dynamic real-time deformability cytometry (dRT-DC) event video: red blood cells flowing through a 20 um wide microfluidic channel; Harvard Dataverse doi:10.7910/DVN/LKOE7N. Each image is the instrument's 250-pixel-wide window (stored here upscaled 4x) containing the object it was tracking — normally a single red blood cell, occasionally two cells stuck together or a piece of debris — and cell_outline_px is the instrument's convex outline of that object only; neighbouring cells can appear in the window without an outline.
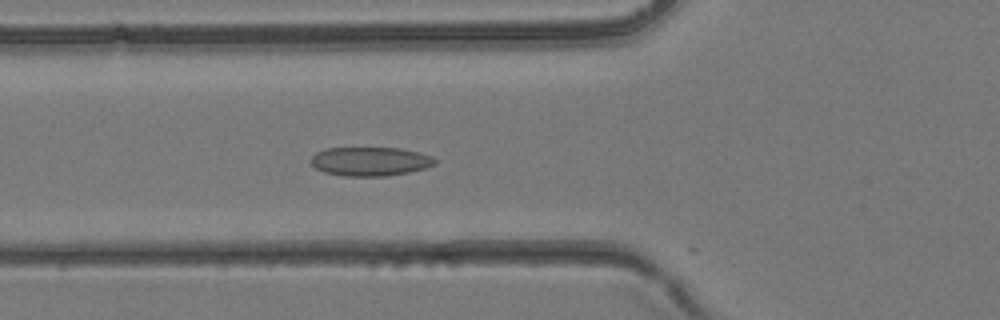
{"species": "common noctule bat (a hibernating species)", "species_latin": "Nyctalus noctula", "temperature_condition": "room temperature", "stored_images_in_passage": 26, "camera_frame_rate_fps": 3000, "um_per_image_px": 0.085, "animal": {"sex": "female", "body_mass_g": 24.6, "forearm_length_mm": 56.2}, "frame": {"image": 1, "passage_image": 2, "time_ms": 0.333, "image_size_px": [1000, 320], "cell_outline_px": [[436, 164], [424, 168], [408, 172], [384, 176], [344, 176], [324, 172], [316, 168], [312, 164], [312, 156], [316, 152], [324, 148], [400, 148], [432, 156], [436, 160]], "centroid_in_image_um": [31.45, 13.72], "position_along_channel_um": 94.4, "area_um2": 20.75}}
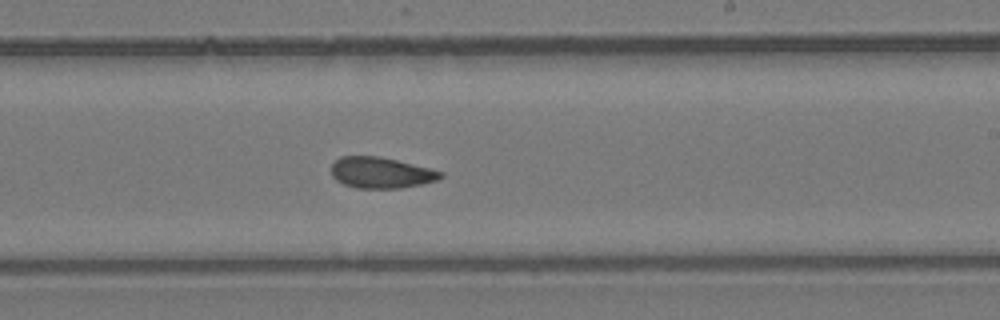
{"frame": {"image": 2, "passage_image": 11, "time_ms": 3.333, "image_size_px": [1000, 320], "cell_outline_px": [[444, 176], [436, 180], [420, 184], [400, 188], [356, 188], [344, 184], [336, 180], [332, 176], [332, 164], [340, 156], [380, 156], [444, 172]], "centroid_in_image_um": [32.36, 14.68], "position_along_channel_um": 256.6, "area_um2": 19.59}}
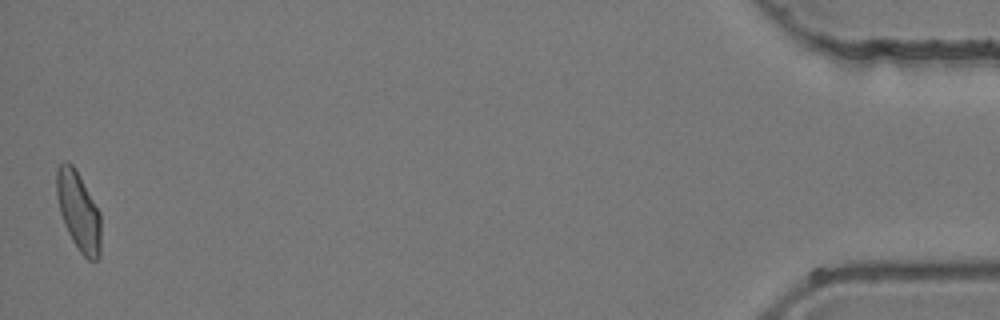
{"frame": {"image": 3, "passage_image": 26, "time_ms": 8.333, "image_size_px": [1000, 320], "cell_outline_px": [[100, 256], [96, 260], [88, 260], [80, 252], [72, 240], [64, 224], [60, 212], [56, 196], [56, 168], [64, 160], [68, 160], [72, 164], [100, 212]], "centroid_in_image_um": [6.65, 17.94], "position_along_channel_um": 428.5, "area_um2": 20.29}}